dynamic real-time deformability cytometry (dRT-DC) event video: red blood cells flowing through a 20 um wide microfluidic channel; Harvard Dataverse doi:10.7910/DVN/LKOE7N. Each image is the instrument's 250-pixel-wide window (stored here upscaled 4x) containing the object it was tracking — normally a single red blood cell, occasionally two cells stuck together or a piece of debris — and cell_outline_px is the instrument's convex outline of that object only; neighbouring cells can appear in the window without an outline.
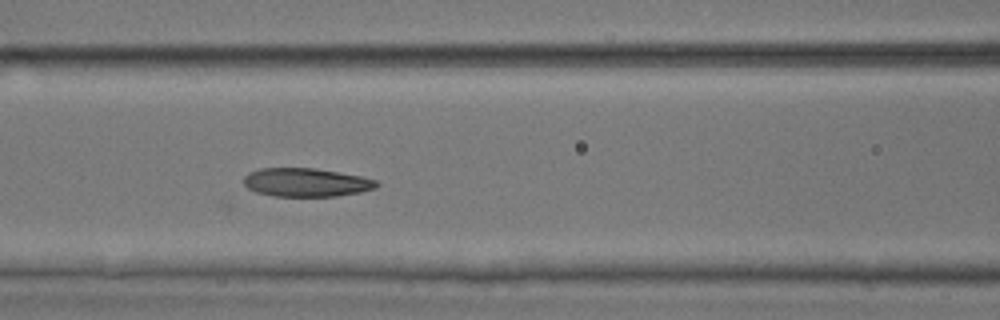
{"species": "common noctule bat (a hibernating species)", "species_latin": "Nyctalus noctula", "temperature_condition": "room temperature", "stored_images_in_passage": 42, "camera_frame_rate_fps": 3000, "um_per_image_px": 0.085, "animal": {"sex": "male", "body_mass_g": 17.9, "forearm_length_mm": 54.2}, "frame": {"image": 1, "passage_image": 23, "time_ms": 7.333, "image_size_px": [1000, 320], "cell_outline_px": [[380, 184], [376, 188], [360, 192], [336, 196], [276, 196], [256, 192], [248, 188], [244, 184], [244, 176], [248, 172], [260, 168], [316, 168], [360, 176], [376, 180]], "centroid_in_image_um": [26.02, 15.5], "position_along_channel_um": 140.6, "area_um2": 22.08}}
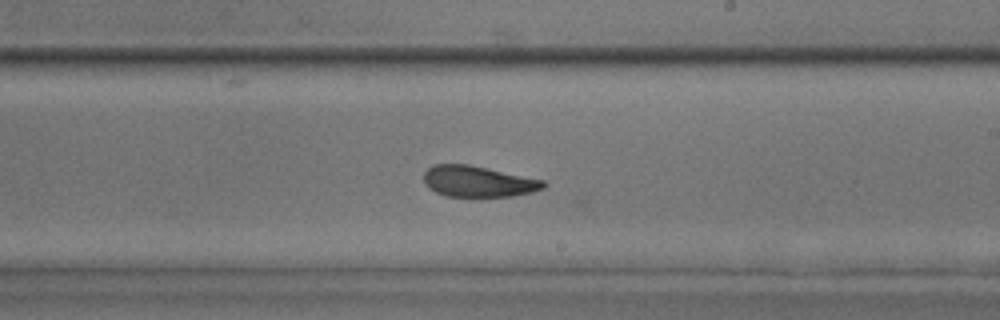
{"frame": {"image": 2, "passage_image": 31, "time_ms": 10.0, "image_size_px": [1000, 320], "cell_outline_px": [[548, 184], [544, 188], [532, 192], [512, 196], [444, 196], [428, 188], [424, 184], [424, 172], [432, 164], [468, 164], [488, 168], [544, 180]], "centroid_in_image_um": [40.63, 15.42], "position_along_channel_um": 248.4, "area_um2": 21.73}}
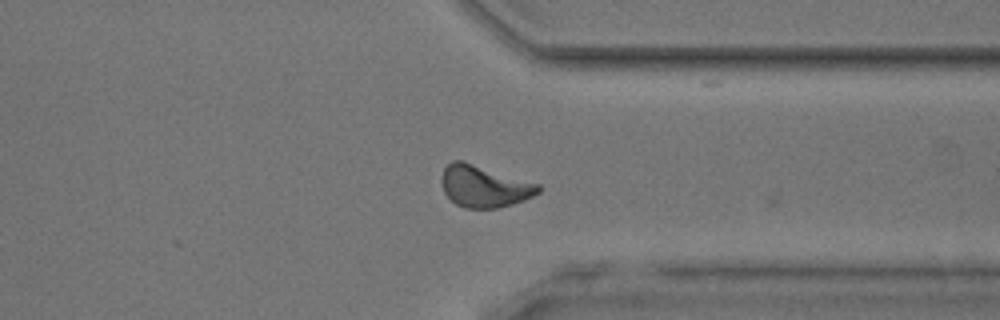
{"frame": {"image": 3, "passage_image": 40, "time_ms": 13.0, "image_size_px": [1000, 320], "cell_outline_px": [[544, 188], [540, 192], [524, 200], [512, 204], [496, 208], [464, 208], [456, 204], [444, 192], [440, 180], [440, 176], [444, 168], [452, 160], [460, 160], [540, 184]], "centroid_in_image_um": [41.15, 15.84], "position_along_channel_um": 370.2, "area_um2": 23.52}, "authors_computed_cell_mechanics": {"area_um2": 21.5594, "velocity_mm_per_s": 4.0522, "shape_relaxation_time_tau1_ms": 0.928, "shape_relaxation_time_tau2_ms": 7.9824, "deformation_change_tau1": 0.0318, "deformation_change_tau2": 0.0867}}